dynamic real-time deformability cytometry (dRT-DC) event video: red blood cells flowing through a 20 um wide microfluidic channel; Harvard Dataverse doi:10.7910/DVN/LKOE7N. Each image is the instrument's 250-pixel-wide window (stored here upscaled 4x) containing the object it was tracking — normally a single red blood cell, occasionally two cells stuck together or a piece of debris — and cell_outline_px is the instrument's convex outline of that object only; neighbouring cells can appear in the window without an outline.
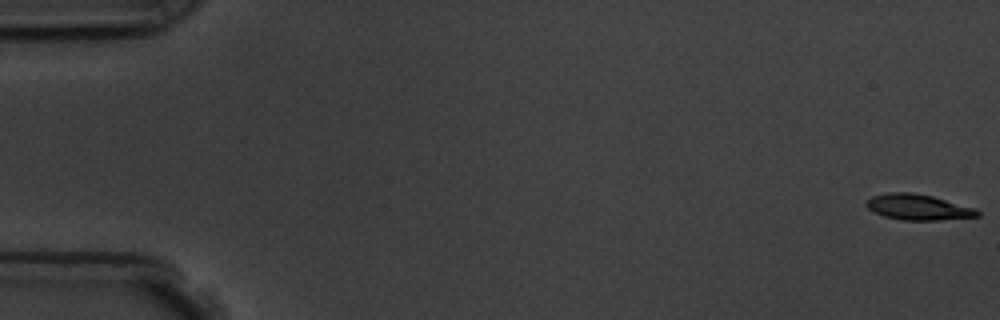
{"species": "common noctule bat (a hibernating species)", "species_latin": "Nyctalus noctula", "temperature_condition": "room temperature", "stored_images_in_passage": 5, "camera_frame_rate_fps": 3000, "um_per_image_px": 0.085, "animal": {"sex": "male", "body_mass_g": 19.5, "forearm_length_mm": 54.6}, "frame": {"image": 1, "passage_image": 1, "time_ms": 0.0, "image_size_px": [1000, 320], "cell_outline_px": [[980, 216], [936, 220], [904, 220], [884, 216], [868, 208], [864, 204], [872, 196], [888, 192], [912, 192], [932, 196], [976, 208], [980, 212]], "centroid_in_image_um": [78.05, 17.6], "position_along_channel_um": 7.0, "area_um2": 16.53}}
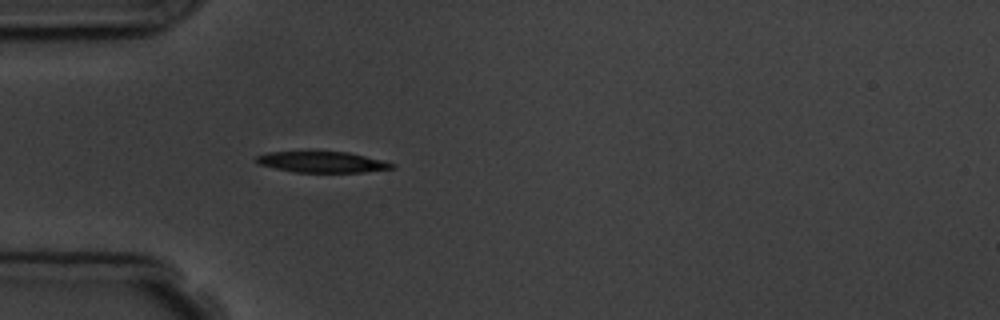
{"frame": {"image": 2, "passage_image": 5, "time_ms": 5.333, "image_size_px": [1000, 320], "cell_outline_px": [[396, 168], [364, 172], [296, 172], [256, 164], [256, 156], [268, 152], [348, 152], [384, 160], [396, 164]], "centroid_in_image_um": [27.43, 13.77], "position_along_channel_um": 57.6, "area_um2": 16.53}}